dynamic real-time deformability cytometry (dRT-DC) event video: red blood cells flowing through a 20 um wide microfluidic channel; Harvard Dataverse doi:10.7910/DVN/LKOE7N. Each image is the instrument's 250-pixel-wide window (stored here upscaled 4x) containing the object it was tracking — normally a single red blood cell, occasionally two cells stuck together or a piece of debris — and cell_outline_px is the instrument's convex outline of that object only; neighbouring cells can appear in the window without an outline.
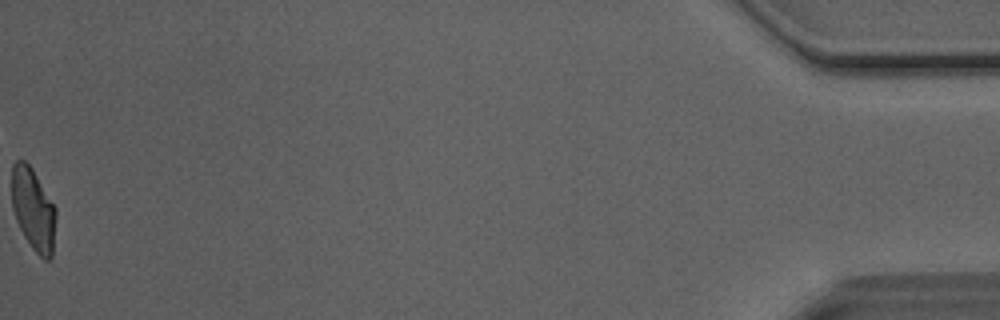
{"species": "Egyptian fruit bat (a non-hibernating species)", "species_latin": "Rousettus aegyptiacus", "temperature_condition": "room temperature", "stored_images_in_passage": 43, "camera_frame_rate_fps": 3000, "um_per_image_px": 0.085, "animal": {"sex": "male"}, "frame": {"image": 1, "passage_image": 43, "time_ms": 14.0, "image_size_px": [1000, 320], "cell_outline_px": [[56, 220], [52, 256], [48, 260], [44, 260], [32, 248], [24, 236], [16, 220], [12, 208], [12, 164], [16, 160], [24, 160], [32, 168], [56, 208]], "centroid_in_image_um": [2.83, 17.8], "position_along_channel_um": 432.4, "area_um2": 21.21}, "authors_computed_cell_mechanics": {"area_um2": 22.3108, "velocity_mm_per_s": 4.0878, "shape_relaxation_time_tau1_ms": 5.4524, "shape_relaxation_time_tau2_ms": 1.6029, "deformation_change_tau1": 0.1674, "deformation_change_tau2": 0.0842}}